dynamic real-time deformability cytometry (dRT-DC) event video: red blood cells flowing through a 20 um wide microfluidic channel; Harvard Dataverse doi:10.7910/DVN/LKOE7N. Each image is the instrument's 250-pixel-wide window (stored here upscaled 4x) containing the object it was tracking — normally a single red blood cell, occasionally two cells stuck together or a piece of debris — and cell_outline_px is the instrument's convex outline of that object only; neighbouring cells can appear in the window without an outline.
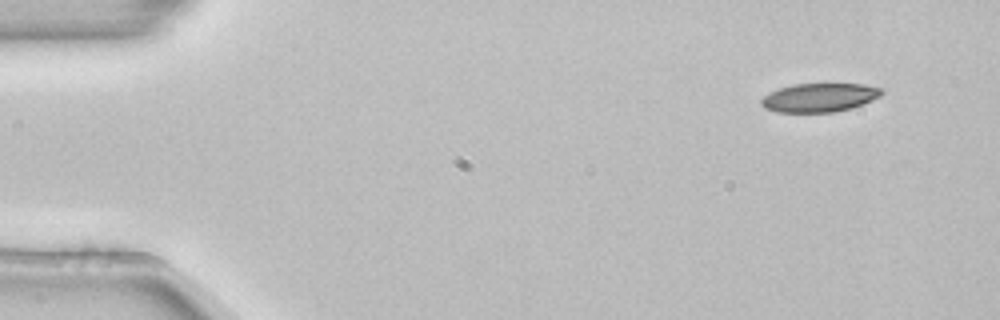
{"species": "common noctule bat (a hibernating species)", "species_latin": "Nyctalus noctula", "temperature_condition": "room temperature", "stored_images_in_passage": 4, "camera_frame_rate_fps": 3000, "um_per_image_px": 0.085, "animal": {"sex": "female", "body_mass_g": 22.7, "forearm_length_mm": 54.2}, "frame": {"image": 1, "passage_image": 1, "time_ms": 0.0, "image_size_px": [1000, 320], "cell_outline_px": [[884, 92], [880, 96], [872, 100], [852, 108], [836, 112], [776, 112], [764, 108], [760, 104], [760, 100], [768, 92], [792, 84], [864, 84], [884, 88]], "centroid_in_image_um": [69.65, 8.29], "position_along_channel_um": 15.4, "area_um2": 20.35}}
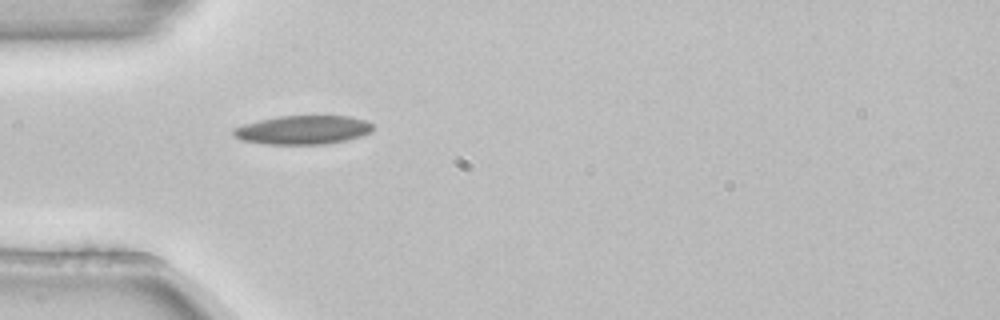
{"frame": {"image": 2, "passage_image": 4, "time_ms": 1.0, "image_size_px": [1000, 320], "cell_outline_px": [[372, 132], [360, 136], [344, 140], [324, 144], [264, 144], [240, 140], [232, 136], [232, 128], [244, 124], [276, 116], [348, 116], [368, 120], [372, 124]], "centroid_in_image_um": [25.71, 11.04], "position_along_channel_um": 59.3, "area_um2": 23.52}}